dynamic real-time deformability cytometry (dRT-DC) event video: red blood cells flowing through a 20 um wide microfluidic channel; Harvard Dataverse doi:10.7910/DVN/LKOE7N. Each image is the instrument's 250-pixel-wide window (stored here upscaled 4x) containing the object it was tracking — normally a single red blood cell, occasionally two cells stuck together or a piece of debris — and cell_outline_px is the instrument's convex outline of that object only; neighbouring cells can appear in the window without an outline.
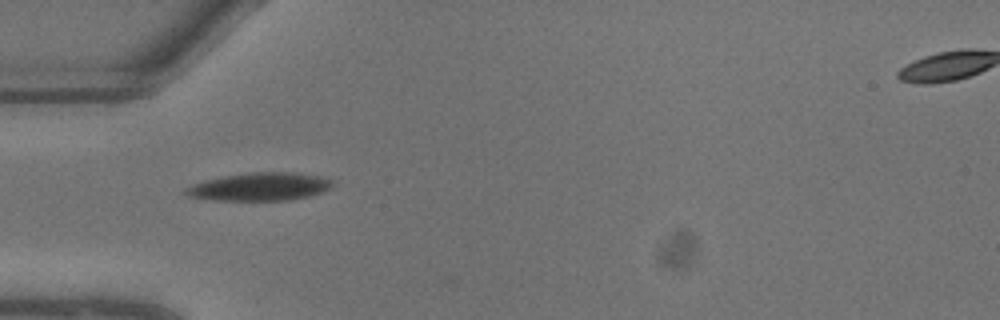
{"species": "common noctule bat (a hibernating species)", "species_latin": "Nyctalus noctula", "temperature_condition": "warm", "stored_images_in_passage": 8, "camera_frame_rate_fps": 3000, "um_per_image_px": 0.085, "animal": {"sex": "male", "body_mass_g": 13.3}, "frame": {"image": 1, "passage_image": 7, "time_ms": 2.0, "image_size_px": [1000, 320], "cell_outline_px": [[336, 180], [332, 188], [324, 192], [292, 200], [212, 200], [188, 196], [184, 192], [184, 188], [192, 184], [204, 180], [224, 176], [252, 172], [292, 172], [320, 176]], "centroid_in_image_um": [22.13, 15.87], "position_along_channel_um": 62.9, "area_um2": 24.22}}